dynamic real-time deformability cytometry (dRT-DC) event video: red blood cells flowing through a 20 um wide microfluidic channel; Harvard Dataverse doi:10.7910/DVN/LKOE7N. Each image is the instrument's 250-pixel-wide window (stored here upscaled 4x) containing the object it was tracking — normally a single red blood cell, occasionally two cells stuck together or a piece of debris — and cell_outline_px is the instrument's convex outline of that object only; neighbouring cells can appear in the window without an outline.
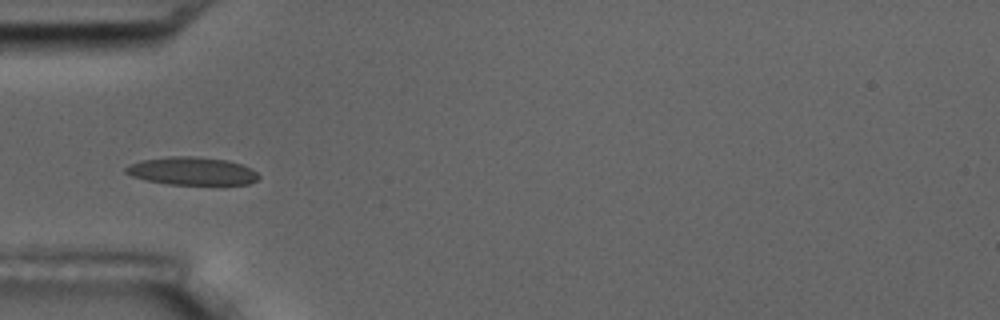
{"species": "common noctule bat (a hibernating species)", "species_latin": "Nyctalus noctula", "temperature_condition": "room temperature", "stored_images_in_passage": 8, "camera_frame_rate_fps": 3000, "um_per_image_px": 0.085, "animal": {"sex": "male", "body_mass_g": 17.5, "forearm_length_mm": 52.3}, "frame": {"image": 1, "passage_image": 4, "time_ms": 4.333, "image_size_px": [1000, 320], "cell_outline_px": [[260, 176], [256, 180], [248, 184], [168, 184], [148, 180], [132, 176], [124, 172], [124, 168], [140, 160], [172, 156], [196, 156], [228, 160], [252, 168]], "centroid_in_image_um": [16.33, 14.53], "position_along_channel_um": 68.7, "area_um2": 21.5}}
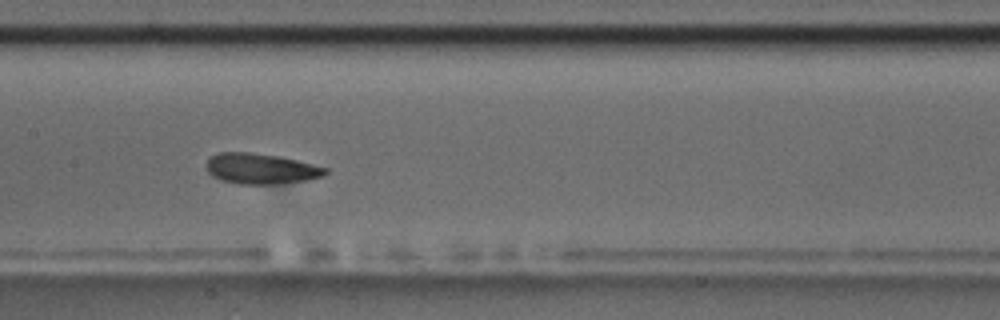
{"frame": {"image": 2, "passage_image": 7, "time_ms": 7.667, "image_size_px": [1000, 320], "cell_outline_px": [[328, 172], [324, 176], [304, 180], [272, 184], [240, 184], [224, 180], [212, 176], [208, 172], [208, 160], [212, 156], [220, 152], [248, 152], [276, 156], [296, 160], [328, 168]], "centroid_in_image_um": [22.19, 14.34], "position_along_channel_um": 185.2, "area_um2": 20.75}}
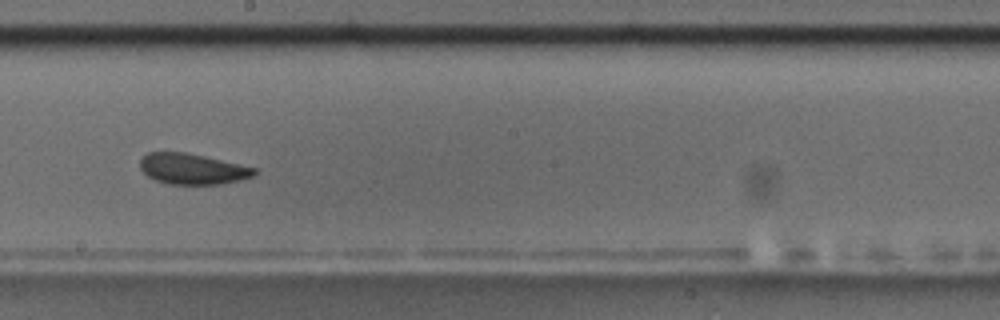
{"frame": {"image": 3, "passage_image": 8, "time_ms": 9.0, "image_size_px": [1000, 320], "cell_outline_px": [[256, 172], [252, 176], [240, 180], [220, 184], [168, 184], [156, 180], [148, 176], [140, 168], [140, 160], [148, 152], [184, 152], [204, 156], [256, 168]], "centroid_in_image_um": [16.33, 14.36], "position_along_channel_um": 231.9, "area_um2": 20.23}}